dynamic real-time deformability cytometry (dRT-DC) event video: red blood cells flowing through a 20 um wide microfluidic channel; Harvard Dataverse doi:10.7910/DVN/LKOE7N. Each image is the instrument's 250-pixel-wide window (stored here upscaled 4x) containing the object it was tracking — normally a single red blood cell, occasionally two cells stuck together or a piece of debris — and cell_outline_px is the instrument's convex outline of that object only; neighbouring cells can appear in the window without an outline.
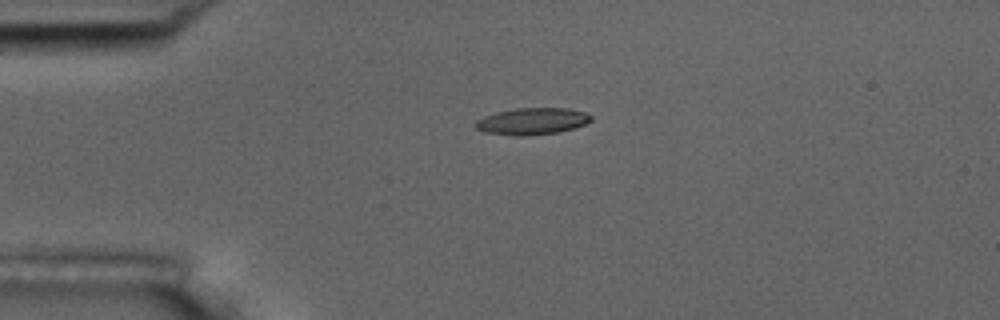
{"species": "common noctule bat (a hibernating species)", "species_latin": "Nyctalus noctula", "temperature_condition": "room temperature", "stored_images_in_passage": 5, "camera_frame_rate_fps": 3000, "um_per_image_px": 0.085, "animal": {"sex": "male", "body_mass_g": 17.5, "forearm_length_mm": 52.3}, "frame": {"image": 1, "passage_image": 4, "time_ms": 3.333, "image_size_px": [1000, 320], "cell_outline_px": [[592, 120], [584, 124], [572, 128], [556, 132], [516, 136], [484, 132], [476, 128], [472, 124], [476, 120], [484, 116], [496, 112], [516, 108], [568, 108], [584, 112], [592, 116]], "centroid_in_image_um": [45.18, 10.29], "position_along_channel_um": 39.8, "area_um2": 17.86}}